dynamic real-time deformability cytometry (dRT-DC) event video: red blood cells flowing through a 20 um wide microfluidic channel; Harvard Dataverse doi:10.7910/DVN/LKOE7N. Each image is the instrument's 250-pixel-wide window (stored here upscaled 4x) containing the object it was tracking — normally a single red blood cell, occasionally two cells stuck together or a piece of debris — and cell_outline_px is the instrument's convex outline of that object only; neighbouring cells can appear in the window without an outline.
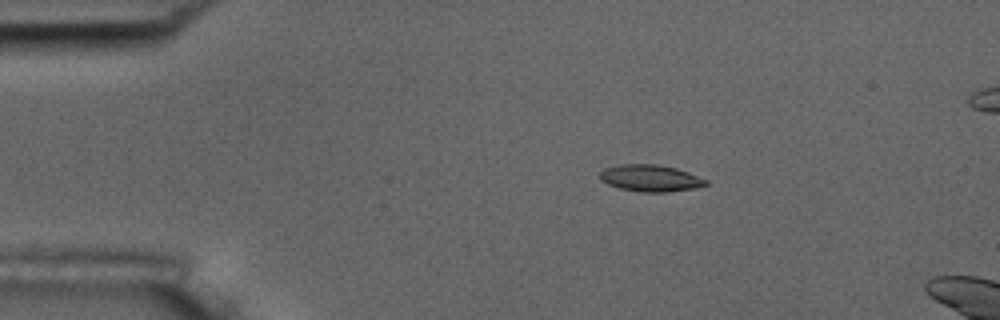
{"species": "common noctule bat (a hibernating species)", "species_latin": "Nyctalus noctula", "temperature_condition": "room temperature", "stored_images_in_passage": 4, "camera_frame_rate_fps": 3000, "um_per_image_px": 0.085, "animal": {"sex": "male", "body_mass_g": 17.5, "forearm_length_mm": 52.3}, "frame": {"image": 1, "passage_image": 3, "time_ms": 2.333, "image_size_px": [1000, 320], "cell_outline_px": [[708, 184], [696, 188], [668, 192], [640, 192], [620, 188], [608, 184], [600, 180], [600, 172], [604, 168], [620, 164], [656, 164], [676, 168], [688, 172], [708, 180]], "centroid_in_image_um": [55.29, 15.14], "position_along_channel_um": 29.7, "area_um2": 16.59}}